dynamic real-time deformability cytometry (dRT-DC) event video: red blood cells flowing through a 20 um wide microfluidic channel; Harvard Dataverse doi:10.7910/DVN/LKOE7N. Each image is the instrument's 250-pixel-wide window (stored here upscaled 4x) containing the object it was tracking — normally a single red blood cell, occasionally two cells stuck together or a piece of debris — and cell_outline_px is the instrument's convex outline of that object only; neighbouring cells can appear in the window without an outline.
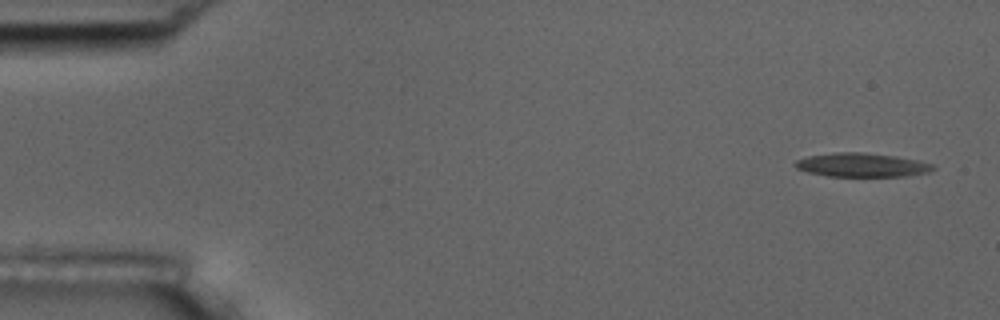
{"species": "common noctule bat (a hibernating species)", "species_latin": "Nyctalus noctula", "temperature_condition": "room temperature", "stored_images_in_passage": 9, "camera_frame_rate_fps": 3000, "um_per_image_px": 0.085, "animal": {"sex": "male", "body_mass_g": 17.5, "forearm_length_mm": 52.3}, "frame": {"image": 1, "passage_image": 1, "time_ms": 0.0, "image_size_px": [1000, 320], "cell_outline_px": [[936, 168], [928, 172], [908, 176], [828, 176], [808, 172], [796, 168], [792, 164], [796, 160], [808, 156], [836, 152], [864, 152], [896, 156], [916, 160], [932, 164]], "centroid_in_image_um": [73.23, 14.02], "position_along_channel_um": 11.8, "area_um2": 19.13}}
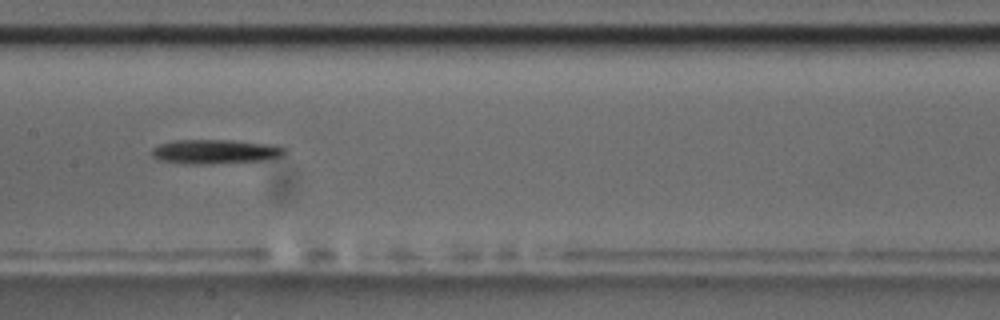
{"frame": {"image": 2, "passage_image": 8, "time_ms": 8.333, "image_size_px": [1000, 320], "cell_outline_px": [[288, 152], [284, 156], [264, 160], [212, 164], [184, 164], [160, 160], [152, 156], [152, 148], [160, 144], [172, 140], [232, 140], [276, 144], [288, 148]], "centroid_in_image_um": [18.38, 12.88], "position_along_channel_um": 189.0, "area_um2": 19.31}}
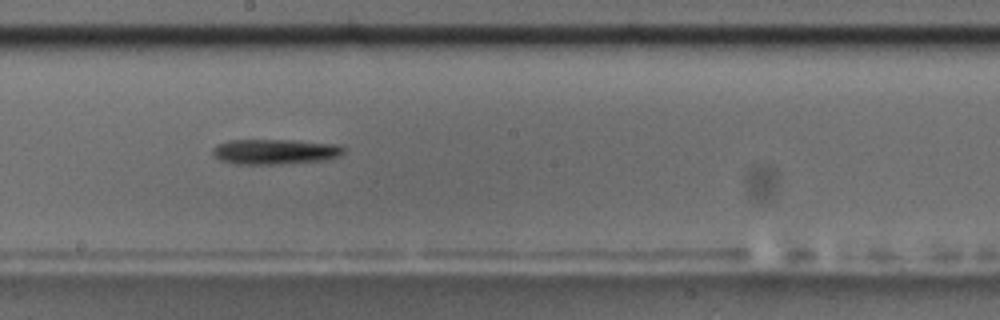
{"frame": {"image": 3, "passage_image": 9, "time_ms": 9.333, "image_size_px": [1000, 320], "cell_outline_px": [[344, 152], [340, 156], [324, 160], [280, 164], [236, 164], [220, 160], [212, 152], [212, 148], [216, 144], [228, 140], [292, 140], [340, 144], [344, 148]], "centroid_in_image_um": [23.38, 12.88], "position_along_channel_um": 224.8, "area_um2": 19.36}}